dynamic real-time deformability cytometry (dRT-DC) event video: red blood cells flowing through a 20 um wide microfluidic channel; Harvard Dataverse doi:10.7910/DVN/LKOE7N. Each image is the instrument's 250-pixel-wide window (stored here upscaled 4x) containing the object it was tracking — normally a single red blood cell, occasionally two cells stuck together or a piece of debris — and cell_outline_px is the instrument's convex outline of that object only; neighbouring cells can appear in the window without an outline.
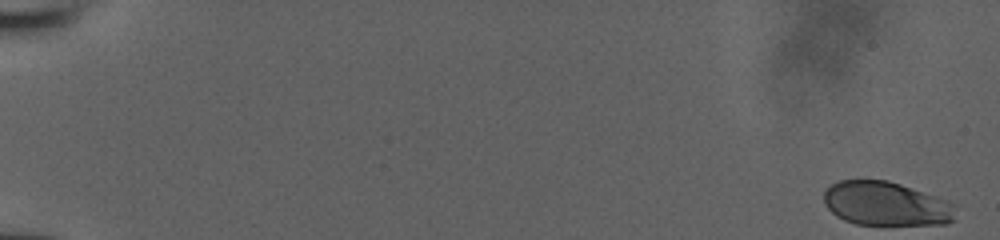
{"species": "human", "species_latin": "Homo sapiens", "temperature_condition": "room temperature", "stored_images_in_passage": 52, "camera_frame_rate_fps": 3000, "um_per_image_px": 0.085, "donor": {"sex": "male"}, "frame": {"image": 1, "passage_image": 1, "time_ms": 0.0, "image_size_px": [1000, 240], "cell_outline_px": [[956, 220], [948, 224], [856, 224], [844, 220], [836, 216], [824, 204], [824, 192], [832, 184], [840, 180], [888, 180], [936, 196], [956, 204]], "centroid_in_image_um": [75.35, 17.32], "position_along_channel_um": 9.7, "area_um2": 33.87}}
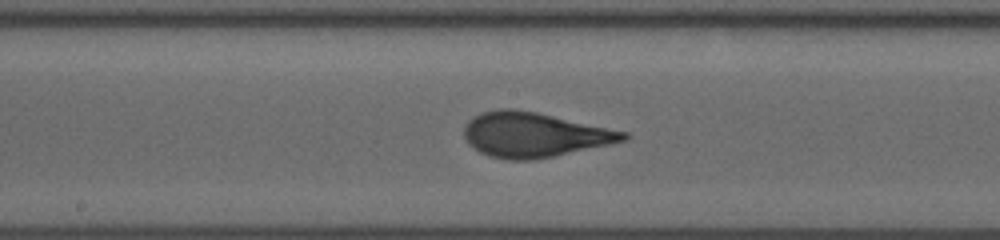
{"frame": {"image": 2, "passage_image": 30, "time_ms": 9.667, "image_size_px": [1000, 240], "cell_outline_px": [[628, 140], [552, 156], [532, 160], [512, 160], [492, 156], [480, 152], [472, 148], [468, 144], [464, 136], [464, 124], [472, 116], [484, 112], [500, 108], [512, 108], [536, 112], [628, 132]], "centroid_in_image_um": [45.36, 11.44], "position_along_channel_um": 202.8, "area_um2": 41.27}}
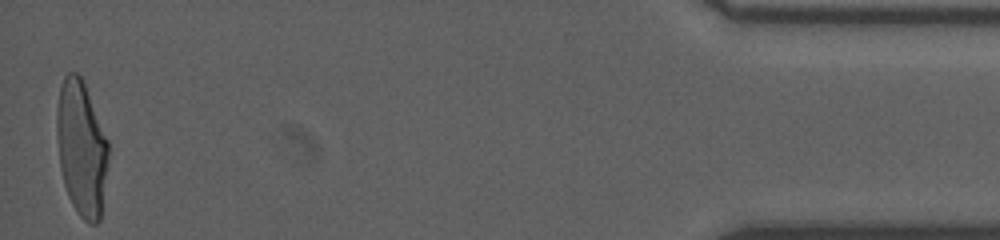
{"frame": {"image": 3, "passage_image": 52, "time_ms": 17.0, "image_size_px": [1000, 240], "cell_outline_px": [[108, 160], [100, 220], [96, 224], [88, 224], [80, 216], [72, 204], [68, 196], [64, 184], [60, 168], [56, 136], [56, 108], [60, 84], [64, 76], [68, 72], [76, 72], [84, 80], [108, 140]], "centroid_in_image_um": [6.91, 12.56], "position_along_channel_um": 428.3, "area_um2": 41.1}}